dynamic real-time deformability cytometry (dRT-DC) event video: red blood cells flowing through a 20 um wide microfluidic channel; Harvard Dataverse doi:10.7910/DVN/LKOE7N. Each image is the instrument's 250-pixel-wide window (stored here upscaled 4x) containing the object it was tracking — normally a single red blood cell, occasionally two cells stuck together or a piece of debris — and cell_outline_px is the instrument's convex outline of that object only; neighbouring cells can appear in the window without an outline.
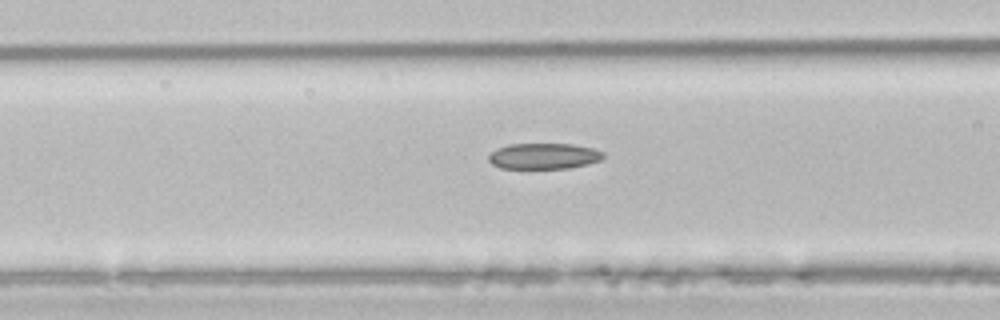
{"species": "common noctule bat (a hibernating species)", "species_latin": "Nyctalus noctula", "temperature_condition": "room temperature", "stored_images_in_passage": 28, "camera_frame_rate_fps": 3000, "um_per_image_px": 0.085, "animal": {"sex": "male", "body_mass_g": 21.5, "forearm_length_mm": 52.0}, "frame": {"image": 1, "passage_image": 8, "time_ms": 2.333, "image_size_px": [1000, 320], "cell_outline_px": [[604, 156], [600, 160], [588, 164], [568, 168], [500, 168], [492, 164], [488, 160], [488, 156], [496, 148], [508, 144], [572, 144], [592, 148], [604, 152]], "centroid_in_image_um": [46.21, 13.26], "position_along_channel_um": 120.4, "area_um2": 17.28}}
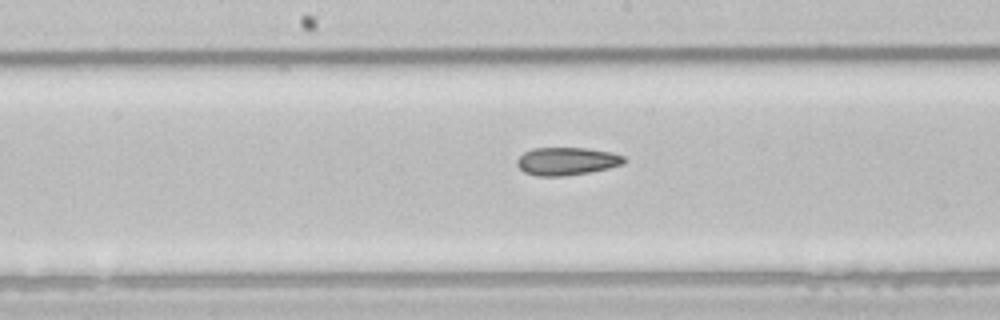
{"frame": {"image": 2, "passage_image": 14, "time_ms": 4.333, "image_size_px": [1000, 320], "cell_outline_px": [[624, 164], [608, 168], [588, 172], [564, 176], [536, 176], [524, 172], [516, 164], [516, 160], [524, 152], [532, 148], [588, 148], [612, 152], [624, 156]], "centroid_in_image_um": [48.15, 13.7], "position_along_channel_um": 200.0, "area_um2": 17.4}}
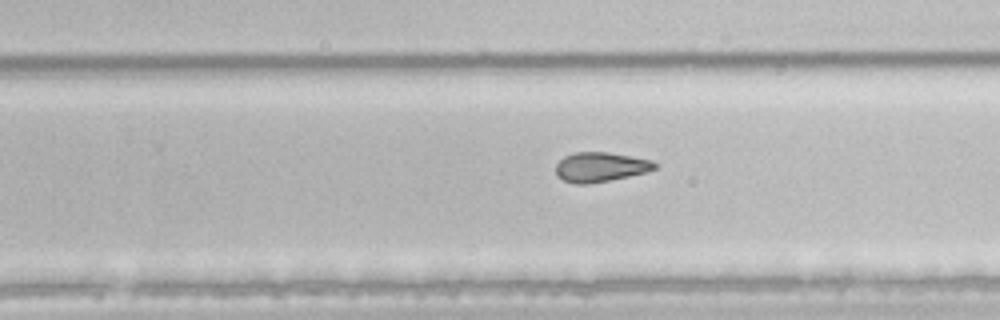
{"frame": {"image": 3, "passage_image": 20, "time_ms": 6.333, "image_size_px": [1000, 320], "cell_outline_px": [[656, 168], [648, 172], [588, 184], [576, 184], [564, 180], [556, 176], [556, 164], [564, 156], [576, 152], [608, 152], [652, 160], [656, 164]], "centroid_in_image_um": [51.02, 14.19], "position_along_channel_um": 278.8, "area_um2": 16.99}}